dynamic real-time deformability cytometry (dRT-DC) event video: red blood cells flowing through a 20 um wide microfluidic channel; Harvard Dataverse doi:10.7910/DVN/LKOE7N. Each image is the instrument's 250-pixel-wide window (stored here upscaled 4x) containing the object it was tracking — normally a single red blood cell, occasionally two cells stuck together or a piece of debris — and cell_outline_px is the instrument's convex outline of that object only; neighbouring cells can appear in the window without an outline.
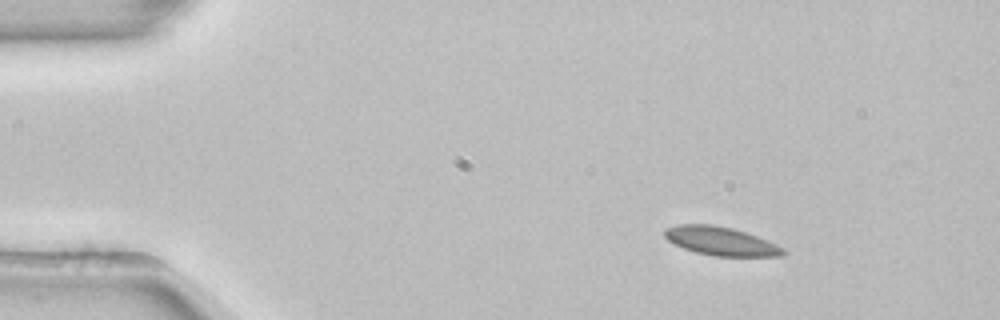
{"species": "common noctule bat (a hibernating species)", "species_latin": "Nyctalus noctula", "temperature_condition": "room temperature", "stored_images_in_passage": 47, "camera_frame_rate_fps": 3000, "um_per_image_px": 0.085, "animal": {"sex": "female", "body_mass_g": 22.7, "forearm_length_mm": 54.2}, "frame": {"image": 1, "passage_image": 1, "time_ms": 0.0, "image_size_px": [1000, 320], "cell_outline_px": [[788, 252], [784, 256], [712, 256], [696, 252], [684, 248], [668, 240], [664, 236], [664, 228], [676, 224], [712, 224], [732, 228], [756, 236], [776, 244], [784, 248]], "centroid_in_image_um": [61.27, 20.49], "position_along_channel_um": 23.7, "area_um2": 19.77}}
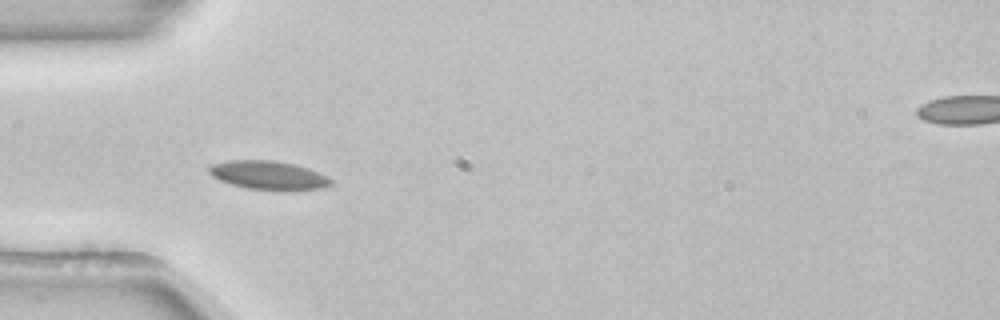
{"frame": {"image": 2, "passage_image": 10, "time_ms": 3.0, "image_size_px": [1000, 320], "cell_outline_px": [[332, 184], [324, 188], [288, 192], [284, 192], [248, 188], [232, 184], [220, 180], [212, 176], [208, 172], [208, 168], [212, 164], [228, 160], [276, 160], [308, 168], [328, 176], [332, 180]], "centroid_in_image_um": [22.86, 14.92], "position_along_channel_um": 62.1, "area_um2": 20.81}}
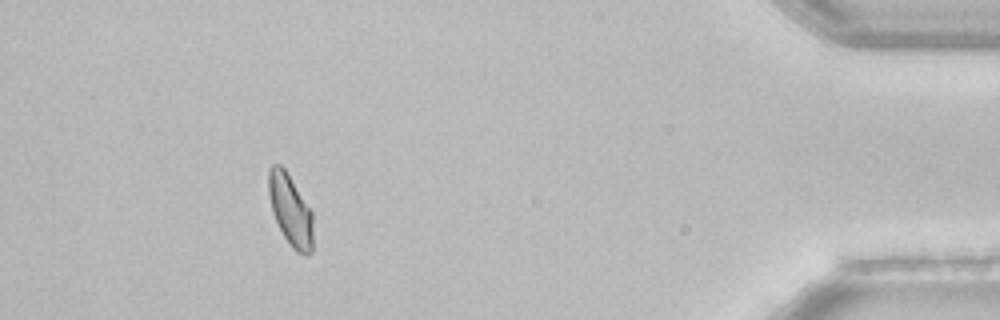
{"frame": {"image": 3, "passage_image": 42, "time_ms": 13.667, "image_size_px": [1000, 320], "cell_outline_px": [[312, 252], [308, 256], [296, 252], [292, 248], [284, 236], [272, 212], [268, 192], [268, 172], [272, 164], [280, 164], [284, 168], [312, 208]], "centroid_in_image_um": [24.7, 17.85], "position_along_channel_um": 410.5, "area_um2": 18.67}, "authors_computed_cell_mechanics": {"area_um2": 19.4208, "velocity_mm_per_s": 3.8533, "shape_relaxation_time_tau1_ms": null, "shape_relaxation_time_tau2_ms": 7.9351, "deformation_change_tau1": null, "deformation_change_tau2": 0.0702}}